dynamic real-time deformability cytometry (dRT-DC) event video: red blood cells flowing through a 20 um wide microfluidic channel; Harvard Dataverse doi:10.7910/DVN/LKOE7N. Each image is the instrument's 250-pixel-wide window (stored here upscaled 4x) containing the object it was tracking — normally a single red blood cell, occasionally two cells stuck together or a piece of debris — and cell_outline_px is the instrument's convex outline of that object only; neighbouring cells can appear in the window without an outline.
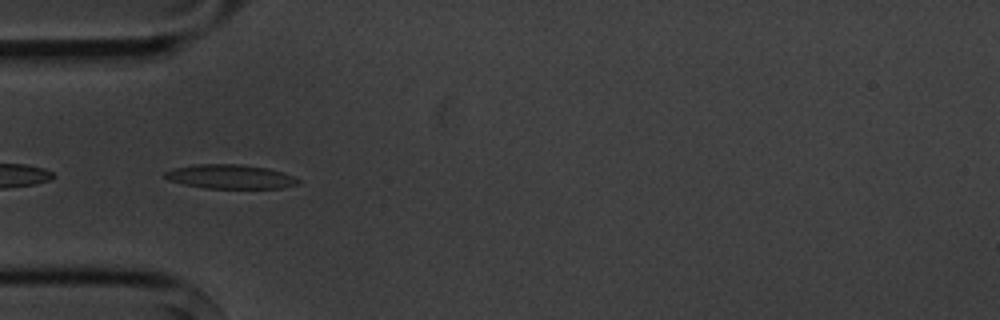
{"species": "common noctule bat (a hibernating species)", "species_latin": "Nyctalus noctula", "temperature_condition": "cold", "stored_images_in_passage": 11, "camera_frame_rate_fps": 3000, "um_per_image_px": 0.085, "animal": {"sex": "male", "body_mass_g": 20.1, "forearm_length_mm": 53.5}, "frame": {"image": 1, "passage_image": 5, "time_ms": 5.333, "image_size_px": [1000, 320], "cell_outline_px": [[300, 184], [280, 188], [204, 188], [184, 184], [168, 180], [164, 176], [164, 172], [172, 168], [196, 164], [240, 164], [268, 168], [292, 176], [300, 180]], "centroid_in_image_um": [19.54, 15.01], "position_along_channel_um": 65.5, "area_um2": 18.73}}
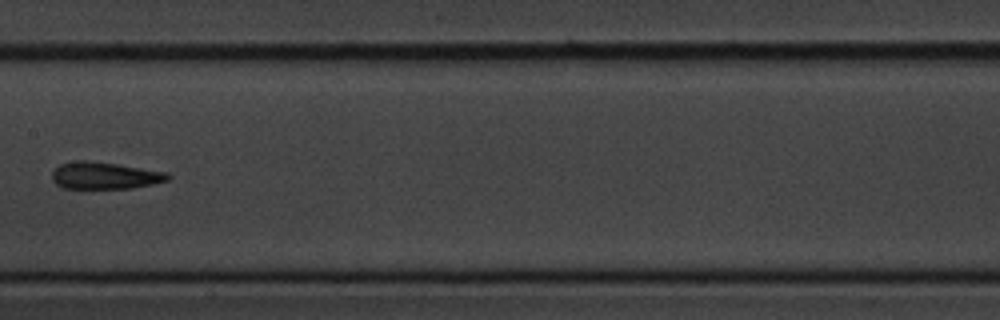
{"frame": {"image": 2, "passage_image": 8, "time_ms": 9.0, "image_size_px": [1000, 320], "cell_outline_px": [[172, 176], [168, 180], [152, 184], [132, 188], [64, 188], [56, 184], [52, 180], [52, 172], [60, 164], [80, 160], [84, 160], [116, 164], [168, 172]], "centroid_in_image_um": [8.92, 14.92], "position_along_channel_um": 198.5, "area_um2": 18.09}}
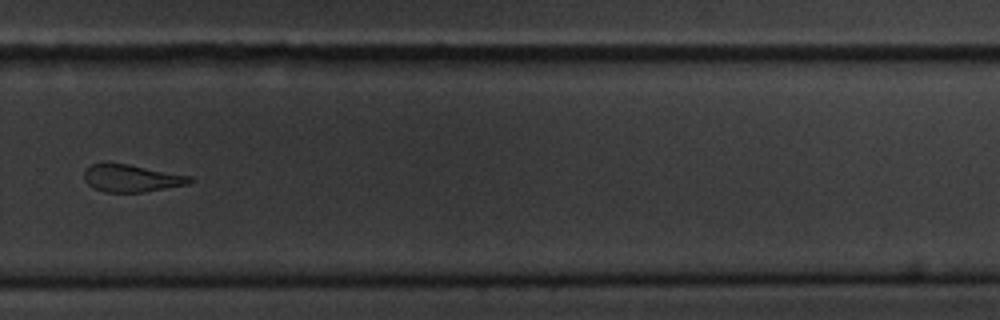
{"frame": {"image": 3, "passage_image": 11, "time_ms": 12.333, "image_size_px": [1000, 320], "cell_outline_px": [[196, 180], [188, 184], [140, 192], [104, 192], [92, 188], [84, 180], [84, 172], [92, 164], [104, 160], [128, 164], [192, 176]], "centroid_in_image_um": [11.14, 15.12], "position_along_channel_um": 318.7, "area_um2": 17.17}}